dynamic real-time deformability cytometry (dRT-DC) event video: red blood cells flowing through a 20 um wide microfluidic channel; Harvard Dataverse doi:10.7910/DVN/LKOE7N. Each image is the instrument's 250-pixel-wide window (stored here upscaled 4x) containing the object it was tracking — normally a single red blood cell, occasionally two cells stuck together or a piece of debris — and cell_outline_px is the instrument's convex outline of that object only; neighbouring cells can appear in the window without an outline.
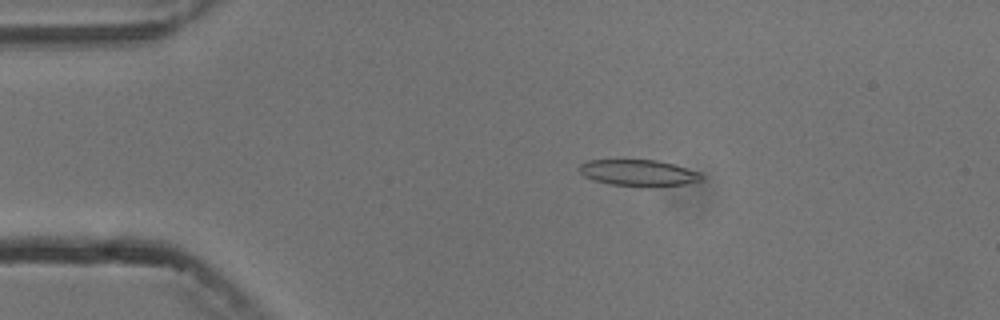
{"species": "common noctule bat (a hibernating species)", "species_latin": "Nyctalus noctula", "temperature_condition": "cold", "stored_images_in_passage": 5, "camera_frame_rate_fps": 3000, "um_per_image_px": 0.085, "animal": {"sex": "male", "body_mass_g": 13.3}, "frame": {"image": 1, "passage_image": 3, "time_ms": 2.333, "image_size_px": [1000, 320], "cell_outline_px": [[704, 176], [700, 180], [688, 184], [652, 188], [640, 188], [612, 184], [592, 180], [584, 176], [580, 172], [580, 164], [588, 160], [656, 160], [676, 164], [700, 172]], "centroid_in_image_um": [54.33, 14.72], "position_along_channel_um": 30.7, "area_um2": 19.31}}
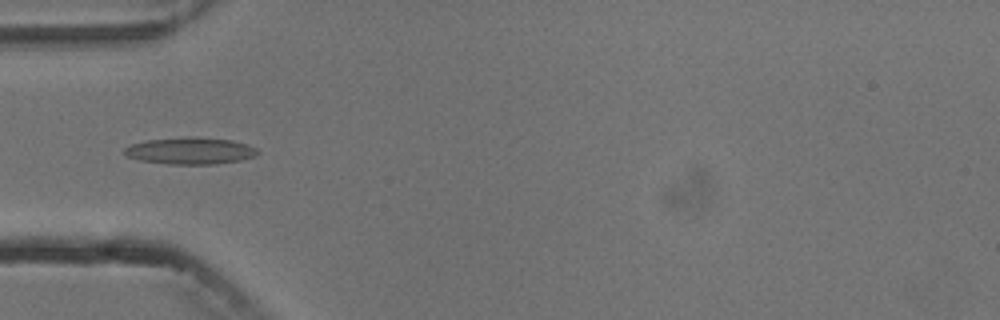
{"frame": {"image": 2, "passage_image": 5, "time_ms": 4.667, "image_size_px": [1000, 320], "cell_outline_px": [[260, 152], [256, 156], [240, 160], [216, 164], [168, 164], [140, 160], [128, 156], [124, 152], [124, 148], [132, 144], [144, 140], [184, 136], [192, 136], [232, 140], [248, 144], [256, 148]], "centroid_in_image_um": [16.2, 12.8], "position_along_channel_um": 68.8, "area_um2": 21.04}}